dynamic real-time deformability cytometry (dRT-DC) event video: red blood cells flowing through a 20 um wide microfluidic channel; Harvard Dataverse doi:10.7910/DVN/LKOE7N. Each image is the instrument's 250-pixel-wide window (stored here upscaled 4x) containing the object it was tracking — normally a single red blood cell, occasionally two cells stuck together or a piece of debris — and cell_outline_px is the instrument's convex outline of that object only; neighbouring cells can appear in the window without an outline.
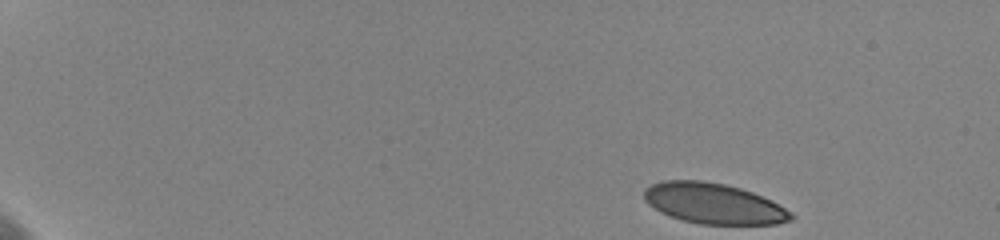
{"species": "human", "species_latin": "Homo sapiens", "temperature_condition": "cold", "stored_images_in_passage": 51, "camera_frame_rate_fps": 3000, "um_per_image_px": 0.085, "donor": {"sex": "female"}, "frame": {"image": 1, "passage_image": 1, "time_ms": 0.0, "image_size_px": [1000, 240], "cell_outline_px": [[796, 216], [792, 220], [776, 224], [700, 224], [680, 220], [660, 212], [648, 204], [644, 200], [644, 188], [652, 184], [664, 180], [704, 180], [724, 184], [740, 188], [752, 192], [772, 200], [792, 212]], "centroid_in_image_um": [60.66, 17.3], "position_along_channel_um": 24.3, "area_um2": 35.03}}
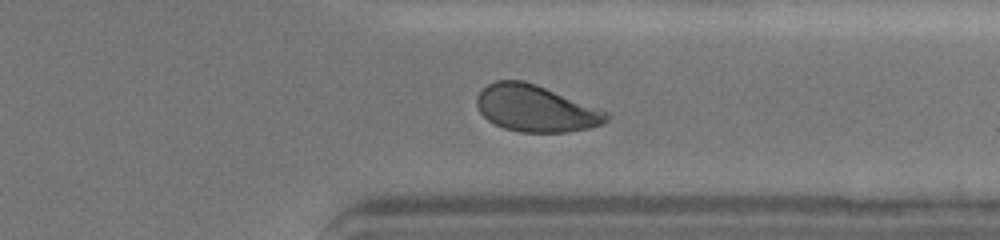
{"frame": {"image": 2, "passage_image": 41, "time_ms": 13.333, "image_size_px": [1000, 240], "cell_outline_px": [[608, 120], [604, 124], [588, 128], [568, 132], [520, 132], [504, 128], [488, 120], [480, 112], [476, 104], [476, 96], [488, 84], [496, 80], [524, 80], [536, 84], [608, 112]], "centroid_in_image_um": [45.52, 9.22], "position_along_channel_um": 365.9, "area_um2": 35.03}}
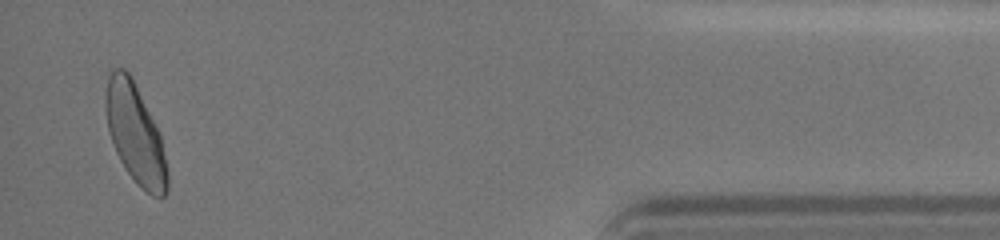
{"frame": {"image": 3, "passage_image": 50, "time_ms": 16.333, "image_size_px": [1000, 240], "cell_outline_px": [[168, 188], [164, 196], [160, 200], [152, 196], [136, 184], [120, 160], [116, 152], [108, 128], [104, 108], [104, 96], [108, 76], [112, 68], [124, 68], [132, 76], [160, 132], [168, 172]], "centroid_in_image_um": [11.5, 11.36], "position_along_channel_um": 423.7, "area_um2": 36.13}, "authors_computed_cell_mechanics": {"area_um2": 36.2984, "velocity_mm_per_s": 3.5907, "shape_relaxation_time_tau1_ms": 3.6397, "shape_relaxation_time_tau2_ms": null, "deformation_change_tau1": 0.1377, "deformation_change_tau2": null}}